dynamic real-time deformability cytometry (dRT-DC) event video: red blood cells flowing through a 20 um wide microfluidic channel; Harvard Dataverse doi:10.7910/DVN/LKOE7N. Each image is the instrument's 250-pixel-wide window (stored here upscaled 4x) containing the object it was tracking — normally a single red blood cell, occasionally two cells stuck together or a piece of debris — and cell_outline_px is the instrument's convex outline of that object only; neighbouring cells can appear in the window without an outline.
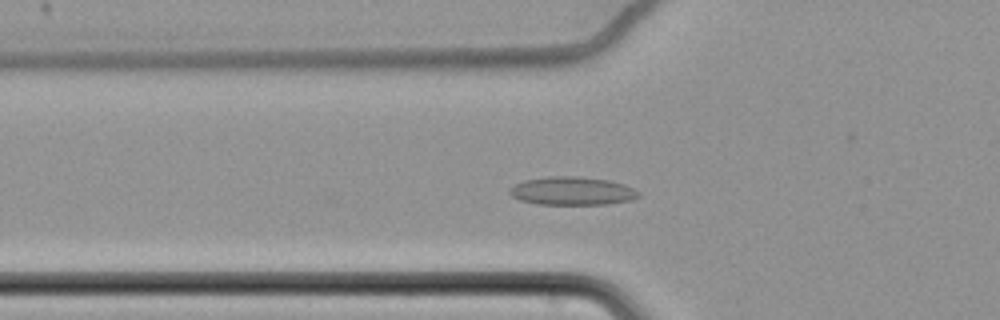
{"species": "common noctule bat (a hibernating species)", "species_latin": "Nyctalus noctula", "temperature_condition": "cold", "stored_images_in_passage": 21, "camera_frame_rate_fps": 3000, "um_per_image_px": 0.085, "animal": {"sex": "female", "body_mass_g": 22.7, "forearm_length_mm": 54.2}, "frame": {"image": 1, "passage_image": 6, "time_ms": 1.667, "image_size_px": [1000, 320], "cell_outline_px": [[640, 196], [632, 200], [608, 204], [540, 204], [520, 200], [512, 196], [508, 192], [508, 188], [524, 180], [548, 176], [576, 176], [608, 180], [624, 184], [640, 192]], "centroid_in_image_um": [48.63, 16.23], "position_along_channel_um": 77.2, "area_um2": 21.27}}
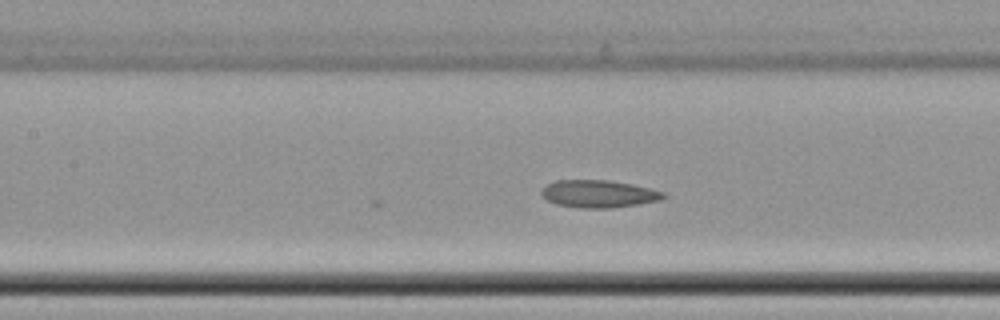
{"frame": {"image": 2, "passage_image": 13, "time_ms": 4.0, "image_size_px": [1000, 320], "cell_outline_px": [[668, 196], [660, 200], [612, 208], [580, 208], [556, 204], [548, 200], [540, 192], [548, 184], [556, 180], [608, 180], [632, 184], [664, 192]], "centroid_in_image_um": [50.9, 16.47], "position_along_channel_um": 156.5, "area_um2": 19.36}}
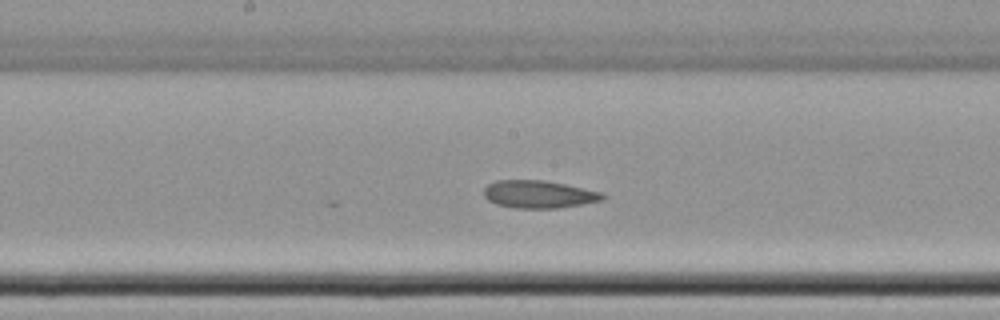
{"frame": {"image": 3, "passage_image": 17, "time_ms": 5.333, "image_size_px": [1000, 320], "cell_outline_px": [[608, 196], [604, 200], [556, 208], [516, 208], [496, 204], [488, 200], [484, 196], [484, 188], [488, 184], [496, 180], [544, 180], [564, 184], [600, 192]], "centroid_in_image_um": [45.78, 16.51], "position_along_channel_um": 202.4, "area_um2": 19.02}}